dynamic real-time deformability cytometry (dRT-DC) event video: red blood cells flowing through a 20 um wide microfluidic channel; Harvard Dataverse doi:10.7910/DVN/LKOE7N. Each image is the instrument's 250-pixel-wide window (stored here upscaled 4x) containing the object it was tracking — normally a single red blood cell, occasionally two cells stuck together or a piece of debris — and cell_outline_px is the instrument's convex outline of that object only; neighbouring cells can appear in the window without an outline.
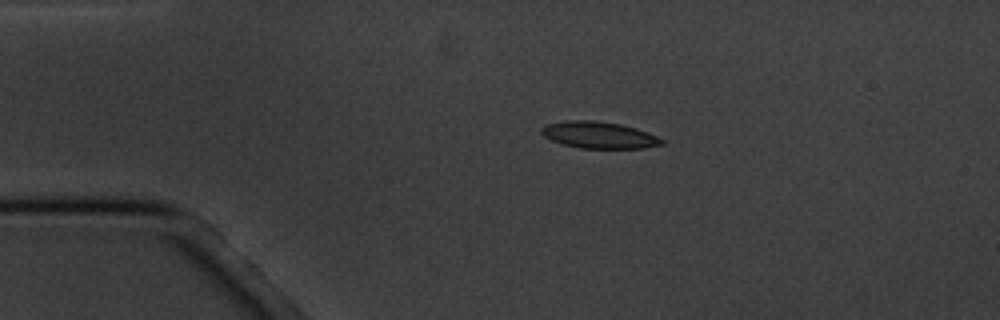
{"species": "common noctule bat (a hibernating species)", "species_latin": "Nyctalus noctula", "temperature_condition": "cold", "stored_images_in_passage": 3, "camera_frame_rate_fps": 3000, "um_per_image_px": 0.085, "animal": {"sex": "male", "body_mass_g": 20.1, "forearm_length_mm": 53.5}, "frame": {"image": 1, "passage_image": 1, "time_ms": 0.0, "image_size_px": [1000, 320], "cell_outline_px": [[664, 144], [644, 148], [580, 148], [564, 144], [552, 140], [544, 136], [540, 132], [540, 128], [548, 124], [564, 120], [592, 120], [620, 124], [636, 128], [648, 132], [664, 140]], "centroid_in_image_um": [50.91, 11.47], "position_along_channel_um": 34.1, "area_um2": 18.67}}
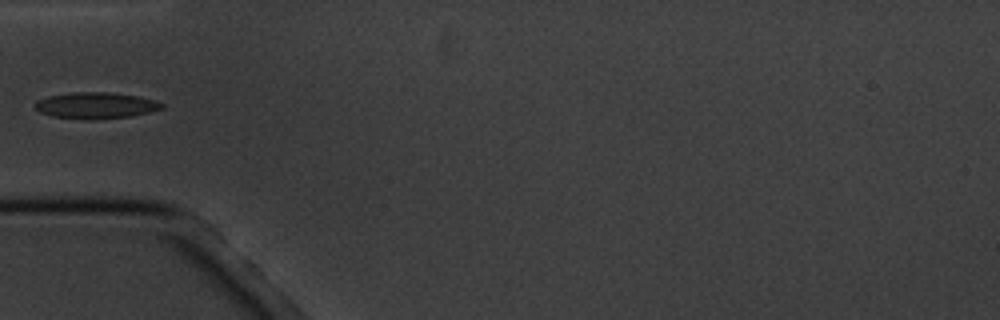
{"frame": {"image": 2, "passage_image": 3, "time_ms": 2.333, "image_size_px": [1000, 320], "cell_outline_px": [[164, 108], [132, 116], [88, 120], [84, 120], [52, 116], [40, 112], [36, 108], [36, 100], [48, 96], [76, 92], [108, 92], [136, 96], [156, 100], [164, 104]], "centroid_in_image_um": [8.15, 8.97], "position_along_channel_um": 76.9, "area_um2": 19.36}}